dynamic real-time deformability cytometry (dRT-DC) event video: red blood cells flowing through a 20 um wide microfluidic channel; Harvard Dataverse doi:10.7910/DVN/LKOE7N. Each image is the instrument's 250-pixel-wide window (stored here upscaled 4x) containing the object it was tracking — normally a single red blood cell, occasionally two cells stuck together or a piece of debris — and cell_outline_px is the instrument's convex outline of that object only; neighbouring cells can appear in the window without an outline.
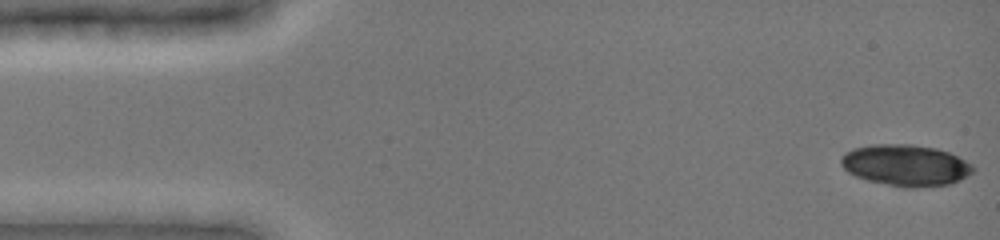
{"species": "common noctule bat (a hibernating species)", "species_latin": "Nyctalus noctula", "temperature_condition": "cold", "stored_images_in_passage": 47, "segment_of_instrument_passage": [1, 2], "camera_frame_rate_fps": 3000, "um_per_image_px": 0.085, "animal": {"sex": "female", "body_mass_g": 19.0, "forearm_length_mm": 51.5}, "frame": {"image": 1, "passage_image": 1, "time_ms": 0.0, "image_size_px": [1000, 240], "cell_outline_px": [[976, 168], [972, 172], [960, 180], [952, 184], [916, 188], [904, 188], [868, 180], [856, 176], [848, 172], [840, 164], [840, 156], [844, 152], [852, 148], [872, 144], [912, 144], [936, 148], [948, 152], [972, 164]], "centroid_in_image_um": [76.96, 14.05], "position_along_channel_um": 8.0, "area_um2": 32.08}}
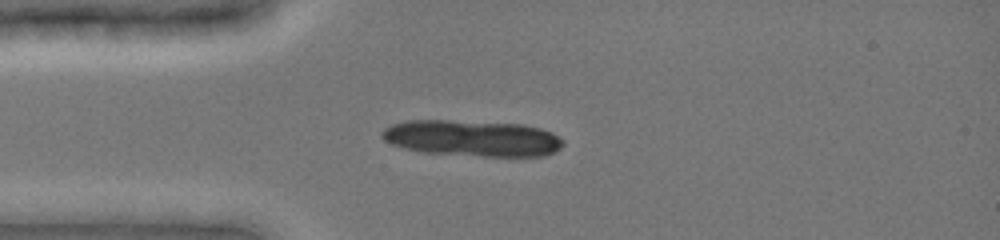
{"frame": {"image": 2, "passage_image": 12, "time_ms": 3.667, "image_size_px": [1000, 240], "cell_outline_px": [[564, 144], [560, 148], [544, 156], [484, 156], [424, 152], [404, 148], [392, 144], [384, 140], [380, 136], [380, 132], [384, 128], [392, 124], [408, 120], [448, 120], [524, 124], [540, 128], [552, 132], [564, 140]], "centroid_in_image_um": [40.14, 11.74], "position_along_channel_um": 44.9, "area_um2": 38.26}}